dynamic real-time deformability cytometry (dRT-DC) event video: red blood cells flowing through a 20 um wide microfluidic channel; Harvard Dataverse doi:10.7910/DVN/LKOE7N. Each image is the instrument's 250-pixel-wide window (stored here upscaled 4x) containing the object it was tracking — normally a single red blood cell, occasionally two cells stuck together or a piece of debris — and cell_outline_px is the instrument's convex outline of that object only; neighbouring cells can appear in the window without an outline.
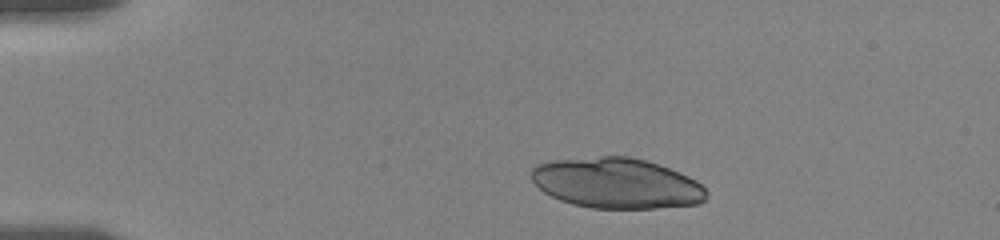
{"species": "human", "species_latin": "Homo sapiens", "temperature_condition": "room temperature", "stored_images_in_passage": 7, "camera_frame_rate_fps": 3000, "um_per_image_px": 0.085, "donor": {"sex": "female"}, "frame": {"image": 1, "passage_image": 1, "time_ms": 0.0, "image_size_px": [1000, 240], "cell_outline_px": [[708, 196], [700, 204], [652, 208], [592, 208], [572, 204], [560, 200], [544, 192], [532, 180], [532, 168], [536, 164], [552, 160], [600, 156], [628, 156], [644, 160], [680, 172], [696, 180], [708, 192]], "centroid_in_image_um": [52.42, 15.57], "position_along_channel_um": 32.6, "area_um2": 51.44}}